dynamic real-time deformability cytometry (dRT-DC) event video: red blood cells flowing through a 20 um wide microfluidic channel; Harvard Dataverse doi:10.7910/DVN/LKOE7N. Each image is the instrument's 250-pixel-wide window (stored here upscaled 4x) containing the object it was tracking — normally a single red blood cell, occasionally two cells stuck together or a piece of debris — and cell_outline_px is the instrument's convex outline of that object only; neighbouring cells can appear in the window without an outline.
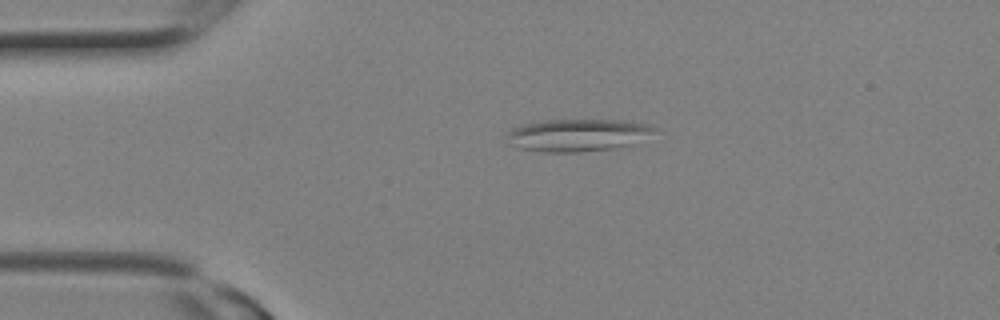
{"species": "Egyptian fruit bat (a non-hibernating species)", "species_latin": "Rousettus aegyptiacus", "temperature_condition": "room temperature", "stored_images_in_passage": 3, "camera_frame_rate_fps": 3000, "um_per_image_px": 0.085, "animal": {"sex": "female"}, "frame": {"image": 1, "passage_image": 1, "time_ms": 0.0, "image_size_px": [1000, 320], "cell_outline_px": [[656, 128], [632, 144], [612, 148], [576, 152], [540, 152], [520, 148], [504, 136], [512, 128], [524, 124], [540, 120], [620, 120], [644, 124]], "centroid_in_image_um": [49.0, 11.48], "position_along_channel_um": 36.0, "area_um2": 27.22}}